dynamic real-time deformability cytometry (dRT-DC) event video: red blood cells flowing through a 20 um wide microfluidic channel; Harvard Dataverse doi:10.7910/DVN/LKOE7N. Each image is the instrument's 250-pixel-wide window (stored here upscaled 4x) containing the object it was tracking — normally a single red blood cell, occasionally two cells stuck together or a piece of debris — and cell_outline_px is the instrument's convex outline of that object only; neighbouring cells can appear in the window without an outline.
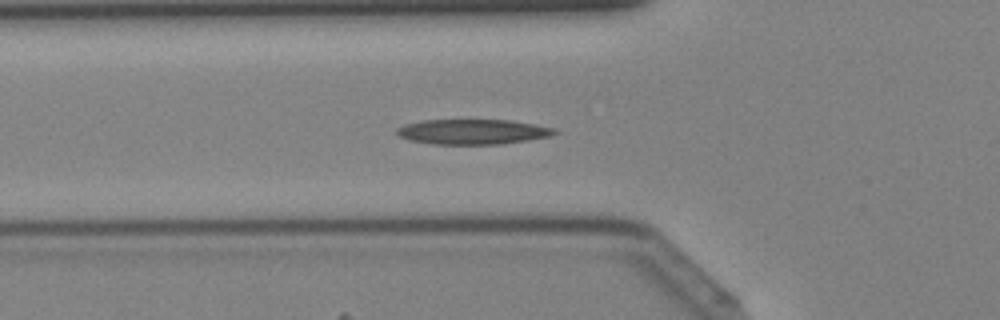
{"species": "Egyptian fruit bat (a non-hibernating species)", "species_latin": "Rousettus aegyptiacus", "temperature_condition": "cold", "stored_images_in_passage": 32, "camera_frame_rate_fps": 3000, "um_per_image_px": 0.085, "animal": {"sex": "female"}, "frame": {"image": 1, "passage_image": 4, "time_ms": 1.0, "image_size_px": [1000, 320], "cell_outline_px": [[560, 132], [548, 136], [528, 140], [500, 144], [432, 144], [408, 140], [400, 136], [396, 132], [396, 128], [404, 124], [424, 120], [512, 120], [556, 128]], "centroid_in_image_um": [40.18, 11.2], "position_along_channel_um": 85.6, "area_um2": 23.12}}
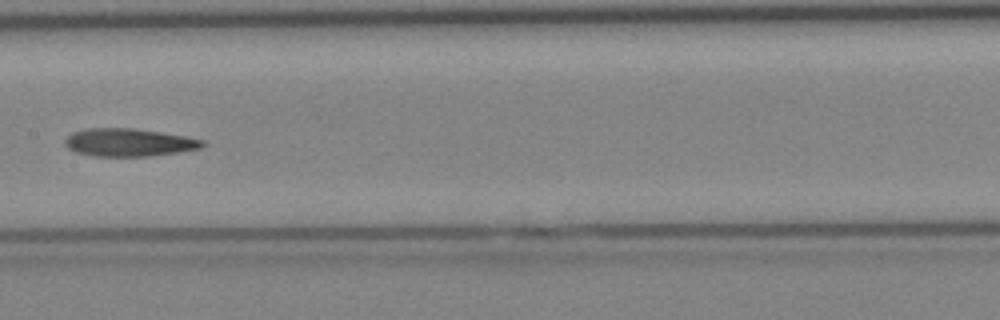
{"frame": {"image": 2, "passage_image": 11, "time_ms": 3.333, "image_size_px": [1000, 320], "cell_outline_px": [[208, 144], [200, 148], [152, 156], [92, 156], [76, 152], [68, 148], [64, 144], [64, 140], [72, 132], [88, 128], [132, 128], [160, 132], [184, 136], [204, 140]], "centroid_in_image_um": [10.94, 12.11], "position_along_channel_um": 196.5, "area_um2": 22.31}}
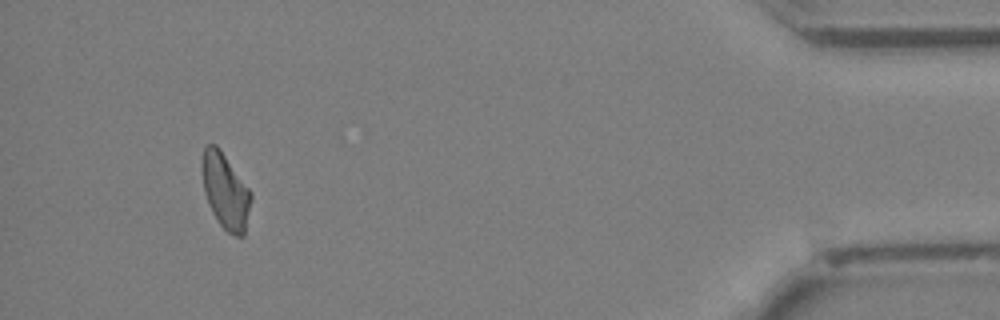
{"frame": {"image": 3, "passage_image": 29, "time_ms": 9.333, "image_size_px": [1000, 320], "cell_outline_px": [[252, 200], [244, 236], [236, 236], [228, 232], [220, 224], [212, 212], [208, 204], [204, 192], [200, 168], [200, 160], [204, 148], [208, 144], [216, 144], [220, 148], [252, 192]], "centroid_in_image_um": [19.14, 16.21], "position_along_channel_um": 416.1, "area_um2": 21.96}}